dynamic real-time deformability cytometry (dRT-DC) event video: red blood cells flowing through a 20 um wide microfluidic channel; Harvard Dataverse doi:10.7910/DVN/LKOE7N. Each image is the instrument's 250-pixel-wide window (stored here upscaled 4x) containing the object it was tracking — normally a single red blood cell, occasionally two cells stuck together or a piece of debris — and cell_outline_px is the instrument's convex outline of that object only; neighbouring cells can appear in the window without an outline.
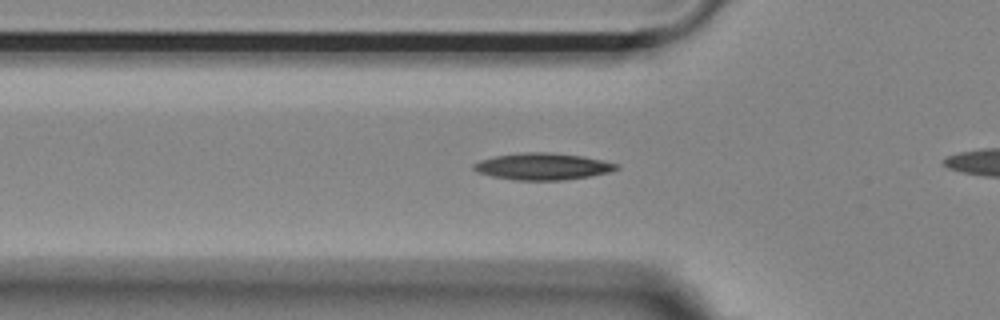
{"species": "Egyptian fruit bat (a non-hibernating species)", "species_latin": "Rousettus aegyptiacus", "temperature_condition": "room temperature", "stored_images_in_passage": 38, "camera_frame_rate_fps": 3000, "um_per_image_px": 0.085, "animal": {"sex": "female"}, "frame": {"image": 1, "passage_image": 12, "time_ms": 3.667, "image_size_px": [1000, 320], "cell_outline_px": [[620, 168], [608, 172], [592, 176], [564, 180], [516, 180], [492, 176], [476, 172], [472, 168], [472, 164], [480, 160], [496, 156], [524, 152], [548, 152], [580, 156], [600, 160], [616, 164]], "centroid_in_image_um": [46.08, 14.15], "position_along_channel_um": 79.7, "area_um2": 22.08}}
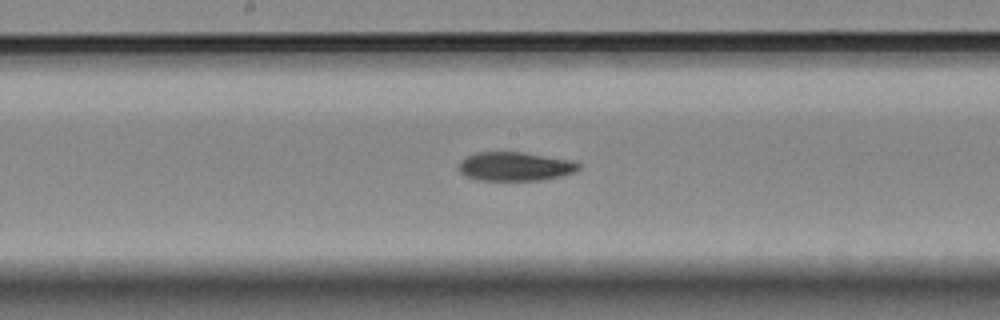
{"frame": {"image": 2, "passage_image": 22, "time_ms": 7.0, "image_size_px": [1000, 320], "cell_outline_px": [[580, 168], [576, 172], [544, 180], [476, 180], [464, 176], [460, 172], [460, 160], [464, 156], [476, 152], [524, 152], [568, 160], [580, 164]], "centroid_in_image_um": [43.74, 14.15], "position_along_channel_um": 204.5, "area_um2": 20.23}}
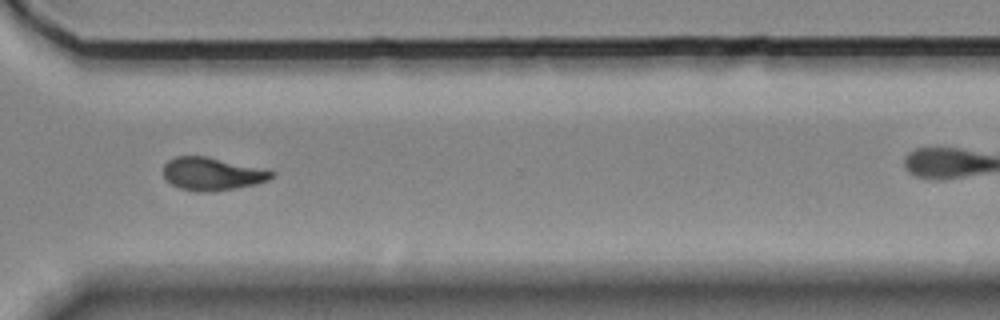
{"frame": {"image": 3, "passage_image": 34, "time_ms": 11.0, "image_size_px": [1000, 320], "cell_outline_px": [[276, 172], [268, 180], [256, 184], [236, 188], [204, 192], [196, 192], [180, 188], [172, 184], [164, 176], [164, 164], [168, 160], [176, 156], [208, 156], [268, 168]], "centroid_in_image_um": [18.09, 14.76], "position_along_channel_um": 352.5, "area_um2": 21.04}}